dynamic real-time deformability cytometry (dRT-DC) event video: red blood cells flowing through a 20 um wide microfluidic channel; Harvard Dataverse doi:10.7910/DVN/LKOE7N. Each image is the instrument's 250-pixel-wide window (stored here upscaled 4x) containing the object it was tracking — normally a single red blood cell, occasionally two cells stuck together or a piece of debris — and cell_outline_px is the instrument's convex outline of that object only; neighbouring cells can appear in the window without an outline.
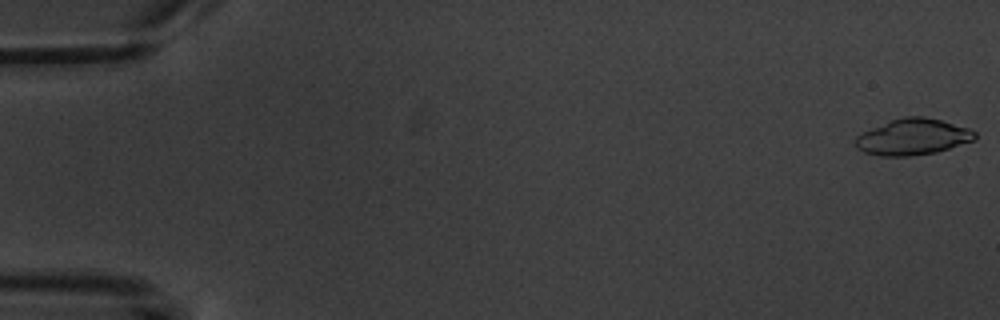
{"species": "common noctule bat (a hibernating species)", "species_latin": "Nyctalus noctula", "temperature_condition": "warm", "stored_images_in_passage": 6, "camera_frame_rate_fps": 3000, "um_per_image_px": 0.085, "animal": {"sex": "male", "body_mass_g": 20.1, "forearm_length_mm": 53.5}, "frame": {"image": 1, "passage_image": 1, "time_ms": 0.0, "image_size_px": [1000, 320], "cell_outline_px": [[976, 140], [936, 152], [908, 156], [880, 156], [864, 152], [856, 148], [852, 140], [860, 132], [888, 120], [904, 116], [924, 116], [940, 120], [968, 128], [976, 132]], "centroid_in_image_um": [77.52, 11.63], "position_along_channel_um": 7.5, "area_um2": 25.55}}